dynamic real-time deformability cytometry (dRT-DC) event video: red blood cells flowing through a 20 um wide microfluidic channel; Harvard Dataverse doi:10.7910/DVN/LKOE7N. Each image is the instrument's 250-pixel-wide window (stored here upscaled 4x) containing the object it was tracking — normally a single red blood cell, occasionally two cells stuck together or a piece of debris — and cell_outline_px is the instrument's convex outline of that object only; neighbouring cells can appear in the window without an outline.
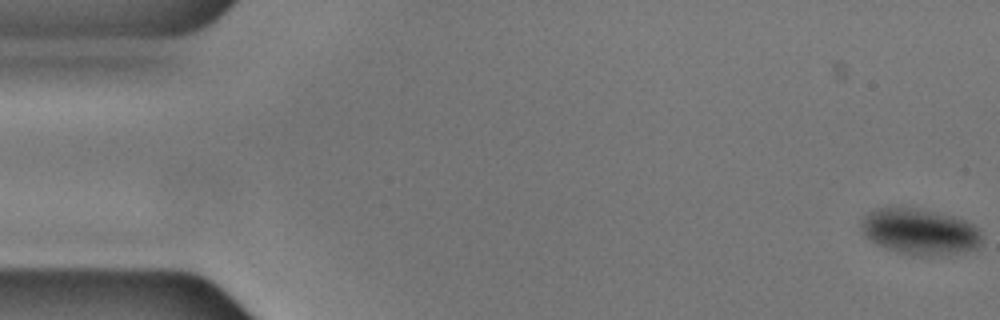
{"species": "common noctule bat (a hibernating species)", "species_latin": "Nyctalus noctula", "temperature_condition": "cold", "stored_images_in_passage": 56, "camera_frame_rate_fps": 3000, "um_per_image_px": 0.085, "animal": {"sex": "male", "body_mass_g": 17.9, "forearm_length_mm": 54.2}, "frame": {"image": 1, "passage_image": 1, "time_ms": 0.0, "image_size_px": [1000, 320], "cell_outline_px": [[984, 240], [976, 248], [964, 252], [920, 256], [900, 252], [876, 244], [864, 232], [860, 224], [864, 216], [868, 212], [876, 208], [900, 204], [952, 216], [964, 220], [972, 224], [980, 232]], "centroid_in_image_um": [78.17, 19.64], "position_along_channel_um": 6.8, "area_um2": 32.43}}
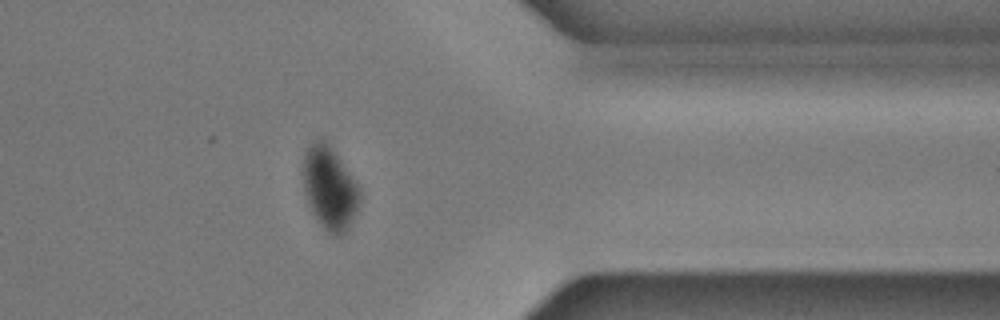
{"frame": {"image": 2, "passage_image": 45, "time_ms": 14.667, "image_size_px": [1000, 320], "cell_outline_px": [[360, 204], [348, 228], [340, 236], [332, 236], [316, 220], [308, 204], [304, 192], [300, 172], [304, 152], [312, 140], [324, 140], [332, 148], [356, 180], [360, 192]], "centroid_in_image_um": [27.98, 15.97], "position_along_channel_um": 383.4, "area_um2": 27.98}}
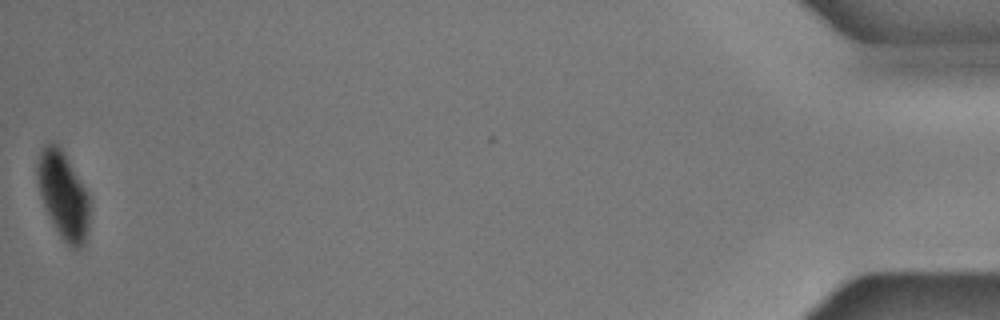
{"frame": {"image": 3, "passage_image": 56, "time_ms": 18.333, "image_size_px": [1000, 320], "cell_outline_px": [[92, 200], [88, 232], [84, 244], [80, 248], [72, 248], [60, 236], [52, 224], [40, 196], [36, 180], [36, 164], [40, 152], [44, 144], [56, 144], [64, 152], [88, 192]], "centroid_in_image_um": [5.4, 16.61], "position_along_channel_um": 429.8, "area_um2": 27.11}}